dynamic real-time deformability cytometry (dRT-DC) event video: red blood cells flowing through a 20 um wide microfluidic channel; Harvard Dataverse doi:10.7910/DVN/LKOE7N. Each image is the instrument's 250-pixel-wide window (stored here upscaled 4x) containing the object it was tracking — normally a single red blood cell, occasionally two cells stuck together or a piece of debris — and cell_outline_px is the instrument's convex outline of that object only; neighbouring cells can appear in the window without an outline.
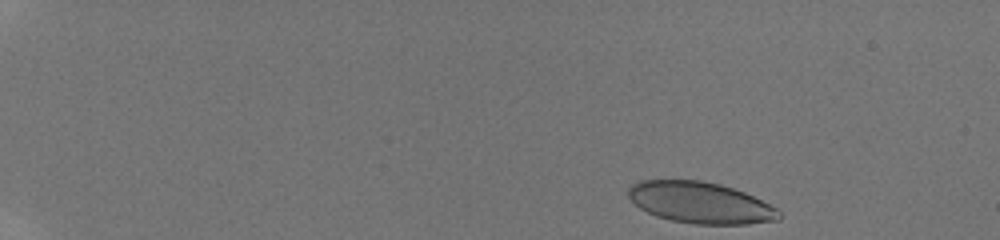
{"species": "human", "species_latin": "Homo sapiens", "temperature_condition": "room temperature", "stored_images_in_passage": 6, "camera_frame_rate_fps": 3000, "um_per_image_px": 0.085, "donor": {"sex": "male"}, "frame": {"image": 1, "passage_image": 1, "time_ms": 0.0, "image_size_px": [1000, 240], "cell_outline_px": [[784, 216], [780, 220], [748, 224], [692, 224], [672, 220], [656, 216], [640, 208], [628, 196], [628, 188], [632, 184], [640, 180], [700, 180], [720, 184], [744, 192], [776, 208]], "centroid_in_image_um": [59.54, 17.23], "position_along_channel_um": 25.5, "area_um2": 36.24}}